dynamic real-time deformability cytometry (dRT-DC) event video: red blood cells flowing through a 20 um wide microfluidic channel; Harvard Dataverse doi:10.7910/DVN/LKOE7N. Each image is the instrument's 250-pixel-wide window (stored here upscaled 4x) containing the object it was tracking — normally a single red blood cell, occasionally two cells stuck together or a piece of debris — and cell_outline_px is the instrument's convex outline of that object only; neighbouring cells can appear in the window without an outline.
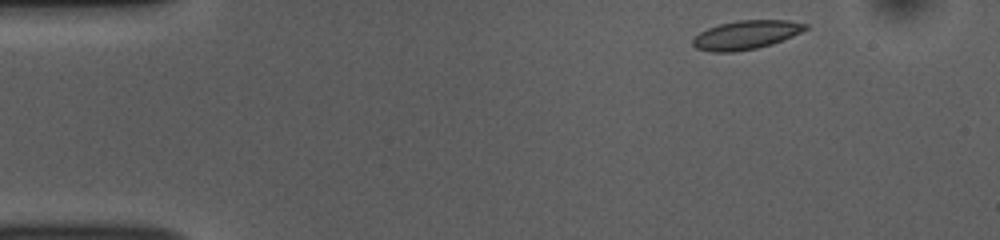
{"species": "common noctule bat (a hibernating species)", "species_latin": "Nyctalus noctula", "temperature_condition": "room temperature", "stored_images_in_passage": 48, "camera_frame_rate_fps": 3000, "um_per_image_px": 0.085, "animal": {"sex": "female", "body_mass_g": 10.0, "forearm_length_mm": 53.1}, "frame": {"image": 1, "passage_image": 1, "time_ms": 0.0, "image_size_px": [1000, 240], "cell_outline_px": [[808, 28], [792, 36], [772, 44], [756, 48], [736, 52], [712, 52], [696, 48], [692, 44], [692, 40], [700, 32], [708, 28], [720, 24], [740, 20], [788, 20], [808, 24]], "centroid_in_image_um": [63.41, 2.97], "position_along_channel_um": 21.6, "area_um2": 18.79}}
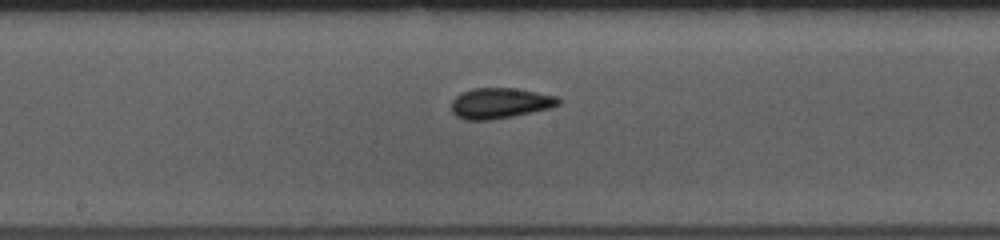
{"frame": {"image": 2, "passage_image": 22, "time_ms": 7.0, "image_size_px": [1000, 240], "cell_outline_px": [[560, 104], [548, 108], [532, 112], [492, 120], [464, 120], [456, 116], [452, 112], [452, 100], [460, 92], [472, 88], [516, 88], [556, 96], [560, 100]], "centroid_in_image_um": [42.45, 8.77], "position_along_channel_um": 205.7, "area_um2": 19.07}}
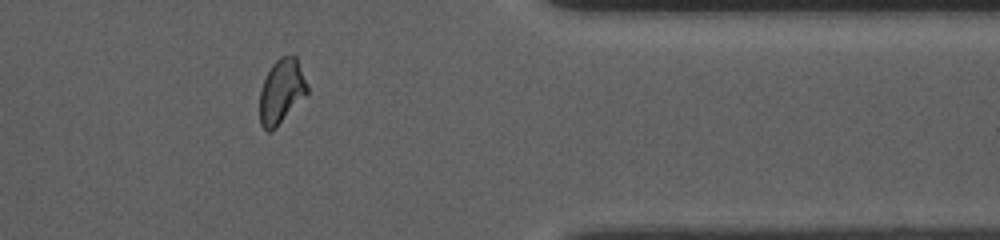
{"frame": {"image": 3, "passage_image": 38, "time_ms": 12.333, "image_size_px": [1000, 240], "cell_outline_px": [[308, 92], [276, 128], [268, 132], [260, 124], [260, 88], [272, 64], [280, 56], [296, 56], [308, 88]], "centroid_in_image_um": [23.9, 7.77], "position_along_channel_um": 387.5, "area_um2": 17.57}, "authors_computed_cell_mechanics": {"area_um2": 18.496, "velocity_mm_per_s": 3.7374, "shape_relaxation_time_tau1_ms": 2.9128, "shape_relaxation_time_tau2_ms": 0.9784, "deformation_change_tau1": 0.1125, "deformation_change_tau2": 0.0577}}